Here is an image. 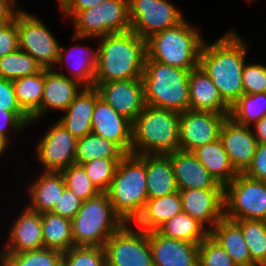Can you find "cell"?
Listing matches in <instances>:
<instances>
[{
	"label": "cell",
	"mask_w": 266,
	"mask_h": 266,
	"mask_svg": "<svg viewBox=\"0 0 266 266\" xmlns=\"http://www.w3.org/2000/svg\"><path fill=\"white\" fill-rule=\"evenodd\" d=\"M246 44L235 32H228L200 51L199 66L218 88L223 101L231 107L243 94L242 72Z\"/></svg>",
	"instance_id": "cell-1"
},
{
	"label": "cell",
	"mask_w": 266,
	"mask_h": 266,
	"mask_svg": "<svg viewBox=\"0 0 266 266\" xmlns=\"http://www.w3.org/2000/svg\"><path fill=\"white\" fill-rule=\"evenodd\" d=\"M101 38L94 80L100 83L141 78L147 55L146 40L133 31L113 33Z\"/></svg>",
	"instance_id": "cell-2"
},
{
	"label": "cell",
	"mask_w": 266,
	"mask_h": 266,
	"mask_svg": "<svg viewBox=\"0 0 266 266\" xmlns=\"http://www.w3.org/2000/svg\"><path fill=\"white\" fill-rule=\"evenodd\" d=\"M179 120L180 112L146 105L132 122L131 153L167 155L179 150Z\"/></svg>",
	"instance_id": "cell-3"
},
{
	"label": "cell",
	"mask_w": 266,
	"mask_h": 266,
	"mask_svg": "<svg viewBox=\"0 0 266 266\" xmlns=\"http://www.w3.org/2000/svg\"><path fill=\"white\" fill-rule=\"evenodd\" d=\"M106 193L115 213L123 222H134L148 199L146 155L126 154L119 161Z\"/></svg>",
	"instance_id": "cell-4"
},
{
	"label": "cell",
	"mask_w": 266,
	"mask_h": 266,
	"mask_svg": "<svg viewBox=\"0 0 266 266\" xmlns=\"http://www.w3.org/2000/svg\"><path fill=\"white\" fill-rule=\"evenodd\" d=\"M189 72L145 58L141 76L146 105L185 112L189 109Z\"/></svg>",
	"instance_id": "cell-5"
},
{
	"label": "cell",
	"mask_w": 266,
	"mask_h": 266,
	"mask_svg": "<svg viewBox=\"0 0 266 266\" xmlns=\"http://www.w3.org/2000/svg\"><path fill=\"white\" fill-rule=\"evenodd\" d=\"M204 41L185 19L177 26L153 34L146 40L147 56L160 63L192 70L199 66Z\"/></svg>",
	"instance_id": "cell-6"
},
{
	"label": "cell",
	"mask_w": 266,
	"mask_h": 266,
	"mask_svg": "<svg viewBox=\"0 0 266 266\" xmlns=\"http://www.w3.org/2000/svg\"><path fill=\"white\" fill-rule=\"evenodd\" d=\"M72 221L74 246L104 247L125 223L115 213L106 192L85 200Z\"/></svg>",
	"instance_id": "cell-7"
},
{
	"label": "cell",
	"mask_w": 266,
	"mask_h": 266,
	"mask_svg": "<svg viewBox=\"0 0 266 266\" xmlns=\"http://www.w3.org/2000/svg\"><path fill=\"white\" fill-rule=\"evenodd\" d=\"M73 39L101 37L130 31L128 0H106L98 6L79 11L74 17Z\"/></svg>",
	"instance_id": "cell-8"
},
{
	"label": "cell",
	"mask_w": 266,
	"mask_h": 266,
	"mask_svg": "<svg viewBox=\"0 0 266 266\" xmlns=\"http://www.w3.org/2000/svg\"><path fill=\"white\" fill-rule=\"evenodd\" d=\"M224 217L266 221V182L239 173L224 186Z\"/></svg>",
	"instance_id": "cell-9"
},
{
	"label": "cell",
	"mask_w": 266,
	"mask_h": 266,
	"mask_svg": "<svg viewBox=\"0 0 266 266\" xmlns=\"http://www.w3.org/2000/svg\"><path fill=\"white\" fill-rule=\"evenodd\" d=\"M19 49L31 55L42 68L50 69L54 64L63 63L66 49H62L54 36L36 17L25 11L18 12ZM54 63V64H53Z\"/></svg>",
	"instance_id": "cell-10"
},
{
	"label": "cell",
	"mask_w": 266,
	"mask_h": 266,
	"mask_svg": "<svg viewBox=\"0 0 266 266\" xmlns=\"http://www.w3.org/2000/svg\"><path fill=\"white\" fill-rule=\"evenodd\" d=\"M107 266H153L149 232L125 223L105 243Z\"/></svg>",
	"instance_id": "cell-11"
},
{
	"label": "cell",
	"mask_w": 266,
	"mask_h": 266,
	"mask_svg": "<svg viewBox=\"0 0 266 266\" xmlns=\"http://www.w3.org/2000/svg\"><path fill=\"white\" fill-rule=\"evenodd\" d=\"M131 31L147 40L153 34L177 26L184 20L167 0H128Z\"/></svg>",
	"instance_id": "cell-12"
},
{
	"label": "cell",
	"mask_w": 266,
	"mask_h": 266,
	"mask_svg": "<svg viewBox=\"0 0 266 266\" xmlns=\"http://www.w3.org/2000/svg\"><path fill=\"white\" fill-rule=\"evenodd\" d=\"M229 114L186 110L180 113L179 150L192 152L219 139L222 124Z\"/></svg>",
	"instance_id": "cell-13"
},
{
	"label": "cell",
	"mask_w": 266,
	"mask_h": 266,
	"mask_svg": "<svg viewBox=\"0 0 266 266\" xmlns=\"http://www.w3.org/2000/svg\"><path fill=\"white\" fill-rule=\"evenodd\" d=\"M77 138L56 122L37 146V156L46 172H62L75 163Z\"/></svg>",
	"instance_id": "cell-14"
},
{
	"label": "cell",
	"mask_w": 266,
	"mask_h": 266,
	"mask_svg": "<svg viewBox=\"0 0 266 266\" xmlns=\"http://www.w3.org/2000/svg\"><path fill=\"white\" fill-rule=\"evenodd\" d=\"M96 89L107 104L131 122L146 106L141 78L100 83Z\"/></svg>",
	"instance_id": "cell-15"
},
{
	"label": "cell",
	"mask_w": 266,
	"mask_h": 266,
	"mask_svg": "<svg viewBox=\"0 0 266 266\" xmlns=\"http://www.w3.org/2000/svg\"><path fill=\"white\" fill-rule=\"evenodd\" d=\"M219 139L234 169L244 173L251 165L258 146L252 130L227 117L220 129Z\"/></svg>",
	"instance_id": "cell-16"
},
{
	"label": "cell",
	"mask_w": 266,
	"mask_h": 266,
	"mask_svg": "<svg viewBox=\"0 0 266 266\" xmlns=\"http://www.w3.org/2000/svg\"><path fill=\"white\" fill-rule=\"evenodd\" d=\"M182 211L202 225L215 224L224 217V189H180Z\"/></svg>",
	"instance_id": "cell-17"
},
{
	"label": "cell",
	"mask_w": 266,
	"mask_h": 266,
	"mask_svg": "<svg viewBox=\"0 0 266 266\" xmlns=\"http://www.w3.org/2000/svg\"><path fill=\"white\" fill-rule=\"evenodd\" d=\"M92 133L116 143L126 154L131 153L132 122L116 112L101 97L92 116Z\"/></svg>",
	"instance_id": "cell-18"
},
{
	"label": "cell",
	"mask_w": 266,
	"mask_h": 266,
	"mask_svg": "<svg viewBox=\"0 0 266 266\" xmlns=\"http://www.w3.org/2000/svg\"><path fill=\"white\" fill-rule=\"evenodd\" d=\"M153 266H198L199 244L149 232Z\"/></svg>",
	"instance_id": "cell-19"
},
{
	"label": "cell",
	"mask_w": 266,
	"mask_h": 266,
	"mask_svg": "<svg viewBox=\"0 0 266 266\" xmlns=\"http://www.w3.org/2000/svg\"><path fill=\"white\" fill-rule=\"evenodd\" d=\"M171 160L178 189H224L192 153L176 150Z\"/></svg>",
	"instance_id": "cell-20"
},
{
	"label": "cell",
	"mask_w": 266,
	"mask_h": 266,
	"mask_svg": "<svg viewBox=\"0 0 266 266\" xmlns=\"http://www.w3.org/2000/svg\"><path fill=\"white\" fill-rule=\"evenodd\" d=\"M80 83L65 73L44 68V88L41 106L30 116L35 121L49 108L65 111L79 94Z\"/></svg>",
	"instance_id": "cell-21"
},
{
	"label": "cell",
	"mask_w": 266,
	"mask_h": 266,
	"mask_svg": "<svg viewBox=\"0 0 266 266\" xmlns=\"http://www.w3.org/2000/svg\"><path fill=\"white\" fill-rule=\"evenodd\" d=\"M189 109L230 113V107L223 101L218 88L200 66L189 72Z\"/></svg>",
	"instance_id": "cell-22"
},
{
	"label": "cell",
	"mask_w": 266,
	"mask_h": 266,
	"mask_svg": "<svg viewBox=\"0 0 266 266\" xmlns=\"http://www.w3.org/2000/svg\"><path fill=\"white\" fill-rule=\"evenodd\" d=\"M65 110L60 122L77 139L92 133V116L96 101L100 98L95 87H83Z\"/></svg>",
	"instance_id": "cell-23"
},
{
	"label": "cell",
	"mask_w": 266,
	"mask_h": 266,
	"mask_svg": "<svg viewBox=\"0 0 266 266\" xmlns=\"http://www.w3.org/2000/svg\"><path fill=\"white\" fill-rule=\"evenodd\" d=\"M11 229L10 240L6 245L7 250L5 249L4 254L44 248L41 213L26 207Z\"/></svg>",
	"instance_id": "cell-24"
},
{
	"label": "cell",
	"mask_w": 266,
	"mask_h": 266,
	"mask_svg": "<svg viewBox=\"0 0 266 266\" xmlns=\"http://www.w3.org/2000/svg\"><path fill=\"white\" fill-rule=\"evenodd\" d=\"M182 212L179 191L162 197L147 199L140 215L133 223L146 232L156 231L163 223Z\"/></svg>",
	"instance_id": "cell-25"
},
{
	"label": "cell",
	"mask_w": 266,
	"mask_h": 266,
	"mask_svg": "<svg viewBox=\"0 0 266 266\" xmlns=\"http://www.w3.org/2000/svg\"><path fill=\"white\" fill-rule=\"evenodd\" d=\"M209 234L220 243L237 266H257L251 259L241 227L234 220L223 217Z\"/></svg>",
	"instance_id": "cell-26"
},
{
	"label": "cell",
	"mask_w": 266,
	"mask_h": 266,
	"mask_svg": "<svg viewBox=\"0 0 266 266\" xmlns=\"http://www.w3.org/2000/svg\"><path fill=\"white\" fill-rule=\"evenodd\" d=\"M146 185L148 199L179 190L171 160L167 155H146Z\"/></svg>",
	"instance_id": "cell-27"
},
{
	"label": "cell",
	"mask_w": 266,
	"mask_h": 266,
	"mask_svg": "<svg viewBox=\"0 0 266 266\" xmlns=\"http://www.w3.org/2000/svg\"><path fill=\"white\" fill-rule=\"evenodd\" d=\"M216 181L225 186L239 173L234 169L220 139L207 143L192 151Z\"/></svg>",
	"instance_id": "cell-28"
},
{
	"label": "cell",
	"mask_w": 266,
	"mask_h": 266,
	"mask_svg": "<svg viewBox=\"0 0 266 266\" xmlns=\"http://www.w3.org/2000/svg\"><path fill=\"white\" fill-rule=\"evenodd\" d=\"M65 187V180L61 172L44 171L39 180L29 188L32 206L27 208L39 213L50 212L60 199Z\"/></svg>",
	"instance_id": "cell-29"
},
{
	"label": "cell",
	"mask_w": 266,
	"mask_h": 266,
	"mask_svg": "<svg viewBox=\"0 0 266 266\" xmlns=\"http://www.w3.org/2000/svg\"><path fill=\"white\" fill-rule=\"evenodd\" d=\"M41 224L45 248L65 252L74 246L71 219L52 212H42Z\"/></svg>",
	"instance_id": "cell-30"
},
{
	"label": "cell",
	"mask_w": 266,
	"mask_h": 266,
	"mask_svg": "<svg viewBox=\"0 0 266 266\" xmlns=\"http://www.w3.org/2000/svg\"><path fill=\"white\" fill-rule=\"evenodd\" d=\"M203 227L196 219L182 211L163 223L156 231L170 239L200 244L210 233Z\"/></svg>",
	"instance_id": "cell-31"
},
{
	"label": "cell",
	"mask_w": 266,
	"mask_h": 266,
	"mask_svg": "<svg viewBox=\"0 0 266 266\" xmlns=\"http://www.w3.org/2000/svg\"><path fill=\"white\" fill-rule=\"evenodd\" d=\"M125 155L126 153L113 141L90 133L77 139L75 164L82 165L101 158H123Z\"/></svg>",
	"instance_id": "cell-32"
},
{
	"label": "cell",
	"mask_w": 266,
	"mask_h": 266,
	"mask_svg": "<svg viewBox=\"0 0 266 266\" xmlns=\"http://www.w3.org/2000/svg\"><path fill=\"white\" fill-rule=\"evenodd\" d=\"M13 85L18 104L31 116L42 103L44 68L34 75L13 80Z\"/></svg>",
	"instance_id": "cell-33"
},
{
	"label": "cell",
	"mask_w": 266,
	"mask_h": 266,
	"mask_svg": "<svg viewBox=\"0 0 266 266\" xmlns=\"http://www.w3.org/2000/svg\"><path fill=\"white\" fill-rule=\"evenodd\" d=\"M266 115V92L243 94L231 107L229 117L244 126L254 124Z\"/></svg>",
	"instance_id": "cell-34"
},
{
	"label": "cell",
	"mask_w": 266,
	"mask_h": 266,
	"mask_svg": "<svg viewBox=\"0 0 266 266\" xmlns=\"http://www.w3.org/2000/svg\"><path fill=\"white\" fill-rule=\"evenodd\" d=\"M42 66L29 54L17 49L0 57V77L15 80L34 75L42 70Z\"/></svg>",
	"instance_id": "cell-35"
},
{
	"label": "cell",
	"mask_w": 266,
	"mask_h": 266,
	"mask_svg": "<svg viewBox=\"0 0 266 266\" xmlns=\"http://www.w3.org/2000/svg\"><path fill=\"white\" fill-rule=\"evenodd\" d=\"M1 254V266H54L63 256V252L45 247L20 253Z\"/></svg>",
	"instance_id": "cell-36"
},
{
	"label": "cell",
	"mask_w": 266,
	"mask_h": 266,
	"mask_svg": "<svg viewBox=\"0 0 266 266\" xmlns=\"http://www.w3.org/2000/svg\"><path fill=\"white\" fill-rule=\"evenodd\" d=\"M242 230L251 259L258 265L266 260V221L234 220Z\"/></svg>",
	"instance_id": "cell-37"
},
{
	"label": "cell",
	"mask_w": 266,
	"mask_h": 266,
	"mask_svg": "<svg viewBox=\"0 0 266 266\" xmlns=\"http://www.w3.org/2000/svg\"><path fill=\"white\" fill-rule=\"evenodd\" d=\"M61 173L64 177L66 187L83 202L101 193L91 182L82 165L71 164Z\"/></svg>",
	"instance_id": "cell-38"
},
{
	"label": "cell",
	"mask_w": 266,
	"mask_h": 266,
	"mask_svg": "<svg viewBox=\"0 0 266 266\" xmlns=\"http://www.w3.org/2000/svg\"><path fill=\"white\" fill-rule=\"evenodd\" d=\"M122 158H101L88 161L82 166L91 182L100 192H107Z\"/></svg>",
	"instance_id": "cell-39"
},
{
	"label": "cell",
	"mask_w": 266,
	"mask_h": 266,
	"mask_svg": "<svg viewBox=\"0 0 266 266\" xmlns=\"http://www.w3.org/2000/svg\"><path fill=\"white\" fill-rule=\"evenodd\" d=\"M62 258L67 266H107L104 247L73 246Z\"/></svg>",
	"instance_id": "cell-40"
},
{
	"label": "cell",
	"mask_w": 266,
	"mask_h": 266,
	"mask_svg": "<svg viewBox=\"0 0 266 266\" xmlns=\"http://www.w3.org/2000/svg\"><path fill=\"white\" fill-rule=\"evenodd\" d=\"M198 266H237L210 234L199 244Z\"/></svg>",
	"instance_id": "cell-41"
},
{
	"label": "cell",
	"mask_w": 266,
	"mask_h": 266,
	"mask_svg": "<svg viewBox=\"0 0 266 266\" xmlns=\"http://www.w3.org/2000/svg\"><path fill=\"white\" fill-rule=\"evenodd\" d=\"M0 109L13 112L25 125L32 120L31 117L18 104L13 81L0 77Z\"/></svg>",
	"instance_id": "cell-42"
},
{
	"label": "cell",
	"mask_w": 266,
	"mask_h": 266,
	"mask_svg": "<svg viewBox=\"0 0 266 266\" xmlns=\"http://www.w3.org/2000/svg\"><path fill=\"white\" fill-rule=\"evenodd\" d=\"M244 94L266 92V66L244 64L242 72Z\"/></svg>",
	"instance_id": "cell-43"
},
{
	"label": "cell",
	"mask_w": 266,
	"mask_h": 266,
	"mask_svg": "<svg viewBox=\"0 0 266 266\" xmlns=\"http://www.w3.org/2000/svg\"><path fill=\"white\" fill-rule=\"evenodd\" d=\"M93 53L94 51H90L88 54H90L91 56L86 55L82 56V58L80 57L78 59L80 60L78 61V69L76 68V71L72 72L73 77H75V80L78 81L80 84L82 83L83 87H94L96 67L98 65V51H96L94 54ZM87 56H89V58H87Z\"/></svg>",
	"instance_id": "cell-44"
},
{
	"label": "cell",
	"mask_w": 266,
	"mask_h": 266,
	"mask_svg": "<svg viewBox=\"0 0 266 266\" xmlns=\"http://www.w3.org/2000/svg\"><path fill=\"white\" fill-rule=\"evenodd\" d=\"M18 42V13L14 20L0 25V57L16 51Z\"/></svg>",
	"instance_id": "cell-45"
},
{
	"label": "cell",
	"mask_w": 266,
	"mask_h": 266,
	"mask_svg": "<svg viewBox=\"0 0 266 266\" xmlns=\"http://www.w3.org/2000/svg\"><path fill=\"white\" fill-rule=\"evenodd\" d=\"M82 203L83 201L80 198L65 187L60 199L56 202L55 207L50 212L72 220L81 208Z\"/></svg>",
	"instance_id": "cell-46"
},
{
	"label": "cell",
	"mask_w": 266,
	"mask_h": 266,
	"mask_svg": "<svg viewBox=\"0 0 266 266\" xmlns=\"http://www.w3.org/2000/svg\"><path fill=\"white\" fill-rule=\"evenodd\" d=\"M244 174L252 179L266 182V144L258 143L252 163Z\"/></svg>",
	"instance_id": "cell-47"
},
{
	"label": "cell",
	"mask_w": 266,
	"mask_h": 266,
	"mask_svg": "<svg viewBox=\"0 0 266 266\" xmlns=\"http://www.w3.org/2000/svg\"><path fill=\"white\" fill-rule=\"evenodd\" d=\"M106 0H65L61 5L63 14L74 17L79 11L98 6Z\"/></svg>",
	"instance_id": "cell-48"
},
{
	"label": "cell",
	"mask_w": 266,
	"mask_h": 266,
	"mask_svg": "<svg viewBox=\"0 0 266 266\" xmlns=\"http://www.w3.org/2000/svg\"><path fill=\"white\" fill-rule=\"evenodd\" d=\"M9 125L18 131L21 130L25 124L13 113L0 109V135L8 139L6 133V126Z\"/></svg>",
	"instance_id": "cell-49"
},
{
	"label": "cell",
	"mask_w": 266,
	"mask_h": 266,
	"mask_svg": "<svg viewBox=\"0 0 266 266\" xmlns=\"http://www.w3.org/2000/svg\"><path fill=\"white\" fill-rule=\"evenodd\" d=\"M15 0H0V25H4L14 20L18 11L14 7Z\"/></svg>",
	"instance_id": "cell-50"
},
{
	"label": "cell",
	"mask_w": 266,
	"mask_h": 266,
	"mask_svg": "<svg viewBox=\"0 0 266 266\" xmlns=\"http://www.w3.org/2000/svg\"><path fill=\"white\" fill-rule=\"evenodd\" d=\"M255 136L258 143L266 144V115L262 117L258 122L255 123Z\"/></svg>",
	"instance_id": "cell-51"
},
{
	"label": "cell",
	"mask_w": 266,
	"mask_h": 266,
	"mask_svg": "<svg viewBox=\"0 0 266 266\" xmlns=\"http://www.w3.org/2000/svg\"><path fill=\"white\" fill-rule=\"evenodd\" d=\"M8 139L2 135H0V155L3 151H5Z\"/></svg>",
	"instance_id": "cell-52"
},
{
	"label": "cell",
	"mask_w": 266,
	"mask_h": 266,
	"mask_svg": "<svg viewBox=\"0 0 266 266\" xmlns=\"http://www.w3.org/2000/svg\"><path fill=\"white\" fill-rule=\"evenodd\" d=\"M54 266H67L63 258H61Z\"/></svg>",
	"instance_id": "cell-53"
},
{
	"label": "cell",
	"mask_w": 266,
	"mask_h": 266,
	"mask_svg": "<svg viewBox=\"0 0 266 266\" xmlns=\"http://www.w3.org/2000/svg\"><path fill=\"white\" fill-rule=\"evenodd\" d=\"M257 266H266V260L261 261Z\"/></svg>",
	"instance_id": "cell-54"
},
{
	"label": "cell",
	"mask_w": 266,
	"mask_h": 266,
	"mask_svg": "<svg viewBox=\"0 0 266 266\" xmlns=\"http://www.w3.org/2000/svg\"><path fill=\"white\" fill-rule=\"evenodd\" d=\"M65 0H58L59 4L61 5Z\"/></svg>",
	"instance_id": "cell-55"
}]
</instances>
